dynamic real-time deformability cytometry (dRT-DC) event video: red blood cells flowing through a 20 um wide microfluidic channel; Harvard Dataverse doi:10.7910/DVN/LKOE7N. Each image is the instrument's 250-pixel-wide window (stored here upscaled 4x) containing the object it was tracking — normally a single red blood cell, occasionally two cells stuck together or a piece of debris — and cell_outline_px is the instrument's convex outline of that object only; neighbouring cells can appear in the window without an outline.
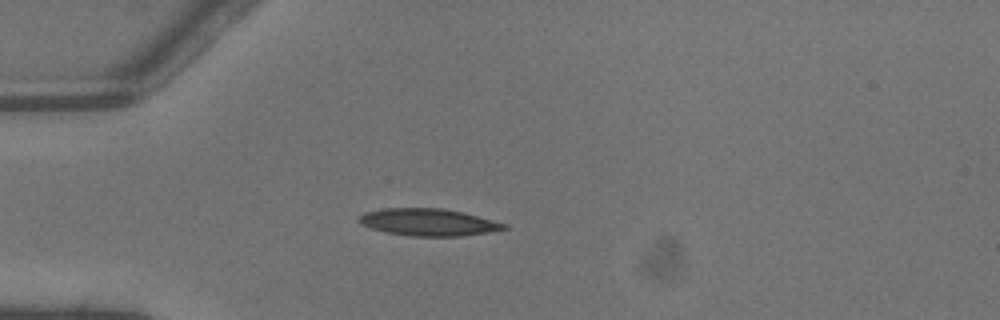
{"species": "common noctule bat (a hibernating species)", "species_latin": "Nyctalus noctula", "temperature_condition": "warm", "stored_images_in_passage": 2, "camera_frame_rate_fps": 3000, "um_per_image_px": 0.085, "animal": {"sex": "male", "body_mass_g": 13.3}, "frame": {"image": 1, "passage_image": 1, "time_ms": 0.0, "image_size_px": [1000, 320], "cell_outline_px": [[508, 228], [488, 232], [460, 236], [412, 236], [384, 232], [360, 224], [356, 220], [364, 212], [384, 208], [444, 208], [464, 212], [508, 224]], "centroid_in_image_um": [36.4, 18.88], "position_along_channel_um": 48.6, "area_um2": 23.06}}